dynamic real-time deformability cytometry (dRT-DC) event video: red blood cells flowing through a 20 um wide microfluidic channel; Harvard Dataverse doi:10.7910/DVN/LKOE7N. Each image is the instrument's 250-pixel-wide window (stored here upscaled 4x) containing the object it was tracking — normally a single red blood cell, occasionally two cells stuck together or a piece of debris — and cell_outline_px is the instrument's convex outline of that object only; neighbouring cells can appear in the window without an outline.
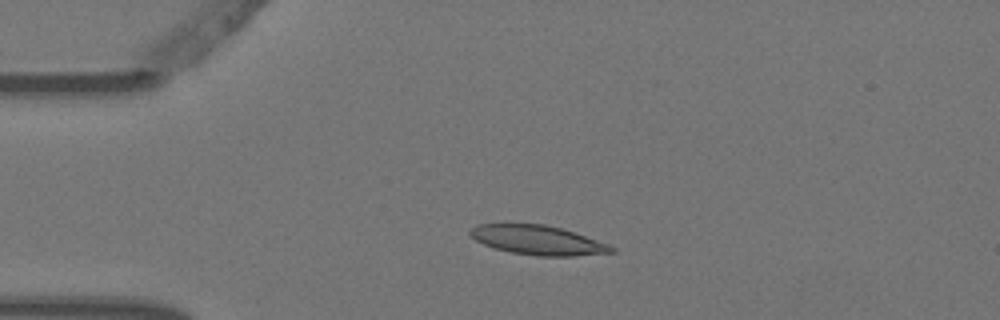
{"species": "Egyptian fruit bat (a non-hibernating species)", "species_latin": "Rousettus aegyptiacus", "temperature_condition": "warm", "stored_images_in_passage": 5, "camera_frame_rate_fps": 3000, "um_per_image_px": 0.085, "animal": {"sex": "female"}, "frame": {"image": 1, "passage_image": 3, "time_ms": 0.667, "image_size_px": [1000, 320], "cell_outline_px": [[616, 252], [572, 256], [536, 256], [512, 252], [496, 248], [484, 244], [468, 236], [468, 228], [476, 224], [512, 220], [544, 224], [560, 228], [608, 244], [616, 248]], "centroid_in_image_um": [45.57, 20.35], "position_along_channel_um": 39.4, "area_um2": 25.03}}
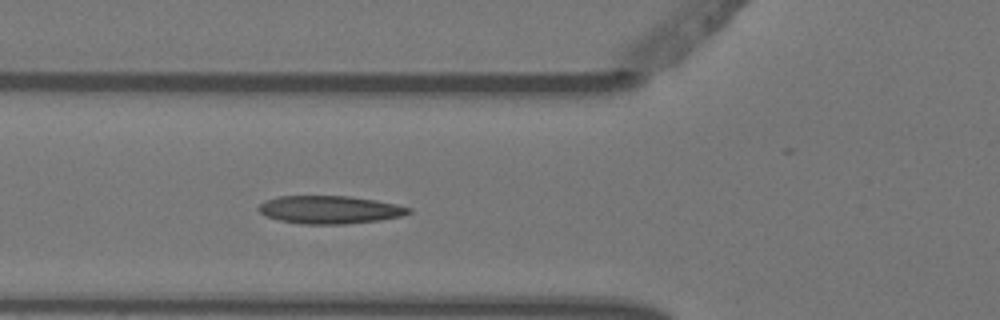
{"frame": {"image": 2, "passage_image": 5, "time_ms": 1.333, "image_size_px": [1000, 320], "cell_outline_px": [[412, 212], [400, 216], [380, 220], [348, 224], [300, 224], [280, 220], [268, 216], [260, 212], [256, 208], [264, 200], [280, 196], [348, 196], [376, 200], [396, 204], [412, 208]], "centroid_in_image_um": [28.03, 17.82], "position_along_channel_um": 97.8, "area_um2": 24.45}}